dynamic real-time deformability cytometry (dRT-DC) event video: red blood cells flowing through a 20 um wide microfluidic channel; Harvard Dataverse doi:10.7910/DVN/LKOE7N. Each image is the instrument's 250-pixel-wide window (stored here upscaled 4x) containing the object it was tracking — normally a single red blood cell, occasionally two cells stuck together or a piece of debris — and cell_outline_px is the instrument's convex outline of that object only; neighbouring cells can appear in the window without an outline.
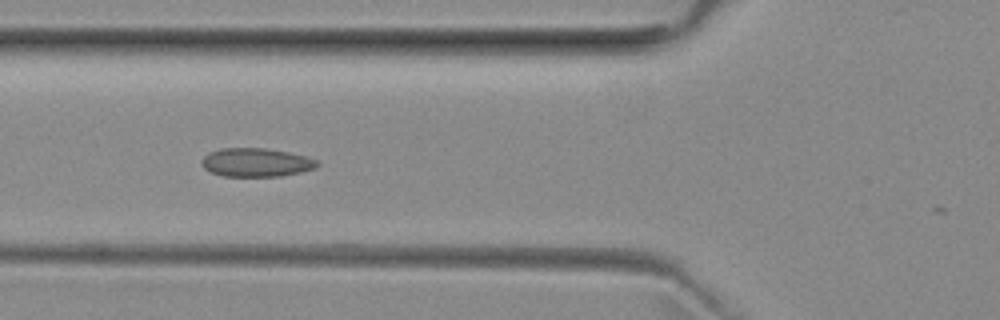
{"species": "common noctule bat (a hibernating species)", "species_latin": "Nyctalus noctula", "temperature_condition": "room temperature", "stored_images_in_passage": 25, "camera_frame_rate_fps": 3000, "um_per_image_px": 0.085, "animal": {"sex": "female", "body_mass_g": 29.2, "forearm_length_mm": 56.3}, "frame": {"image": 1, "passage_image": 4, "time_ms": 1.0, "image_size_px": [1000, 320], "cell_outline_px": [[320, 164], [316, 168], [300, 172], [280, 176], [224, 176], [212, 172], [204, 168], [204, 156], [208, 152], [220, 148], [264, 148], [288, 152], [304, 156], [316, 160]], "centroid_in_image_um": [21.79, 13.8], "position_along_channel_um": 104.0, "area_um2": 19.02}}
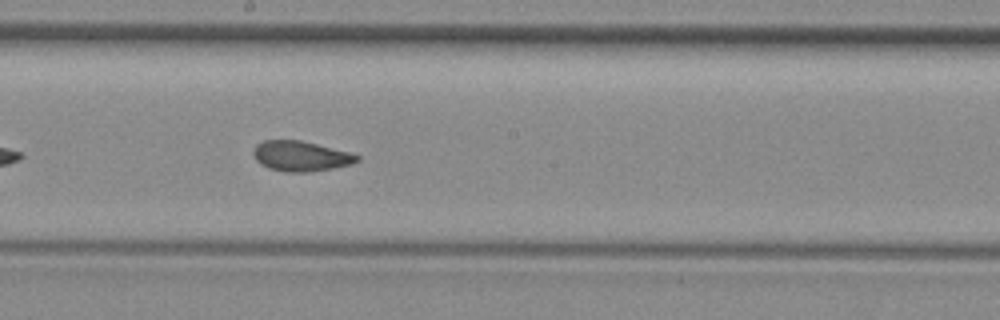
{"frame": {"image": 2, "passage_image": 13, "time_ms": 4.0, "image_size_px": [1000, 320], "cell_outline_px": [[360, 160], [352, 164], [332, 168], [308, 172], [284, 172], [268, 168], [260, 164], [256, 160], [252, 152], [256, 144], [264, 140], [300, 140], [348, 152], [360, 156]], "centroid_in_image_um": [25.53, 13.27], "position_along_channel_um": 222.7, "area_um2": 18.21}}
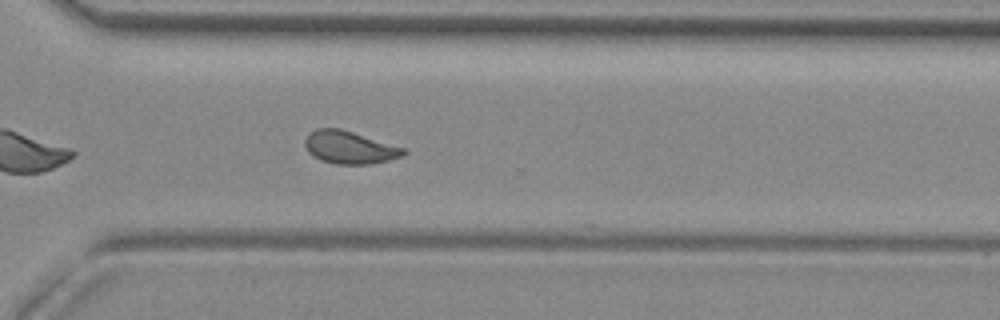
{"frame": {"image": 3, "passage_image": 22, "time_ms": 7.0, "image_size_px": [1000, 320], "cell_outline_px": [[408, 152], [400, 156], [388, 160], [372, 164], [336, 164], [320, 160], [312, 156], [308, 152], [304, 144], [304, 140], [316, 128], [340, 128], [404, 148]], "centroid_in_image_um": [29.68, 12.54], "position_along_channel_um": 340.9, "area_um2": 18.61}, "authors_computed_cell_mechanics": {"area_um2": 18.3804, "velocity_mm_per_s": 3.948, "shape_relaxation_time_tau1_ms": null, "shape_relaxation_time_tau2_ms": 1.1253, "deformation_change_tau1": null, "deformation_change_tau2": 0.0635}}